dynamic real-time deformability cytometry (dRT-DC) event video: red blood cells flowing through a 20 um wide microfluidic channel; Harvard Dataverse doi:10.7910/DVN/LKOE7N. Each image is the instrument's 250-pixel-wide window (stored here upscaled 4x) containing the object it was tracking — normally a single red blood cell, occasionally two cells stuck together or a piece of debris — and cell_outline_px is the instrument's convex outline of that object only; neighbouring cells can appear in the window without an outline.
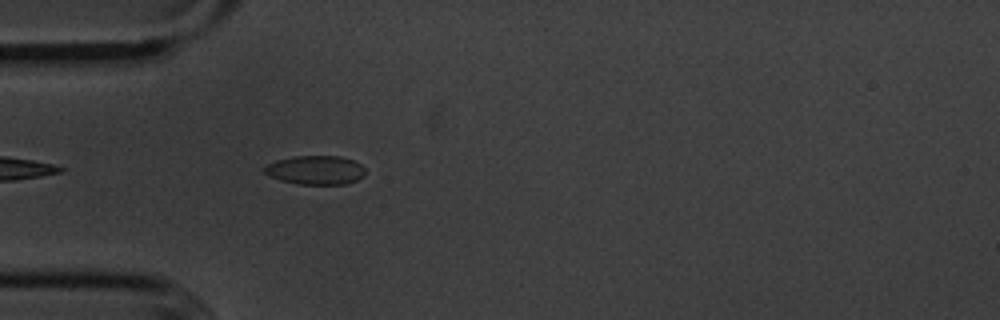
{"species": "common noctule bat (a hibernating species)", "species_latin": "Nyctalus noctula", "temperature_condition": "cold", "stored_images_in_passage": 8, "camera_frame_rate_fps": 3000, "um_per_image_px": 0.085, "animal": {"sex": "male", "body_mass_g": 20.1, "forearm_length_mm": 53.5}, "frame": {"image": 1, "passage_image": 4, "time_ms": 1.0, "image_size_px": [1000, 320], "cell_outline_px": [[364, 176], [356, 180], [344, 184], [300, 184], [280, 180], [268, 176], [260, 168], [276, 160], [296, 156], [340, 156], [352, 160], [360, 164], [364, 168]], "centroid_in_image_um": [26.78, 14.45], "position_along_channel_um": 58.2, "area_um2": 16.99}}